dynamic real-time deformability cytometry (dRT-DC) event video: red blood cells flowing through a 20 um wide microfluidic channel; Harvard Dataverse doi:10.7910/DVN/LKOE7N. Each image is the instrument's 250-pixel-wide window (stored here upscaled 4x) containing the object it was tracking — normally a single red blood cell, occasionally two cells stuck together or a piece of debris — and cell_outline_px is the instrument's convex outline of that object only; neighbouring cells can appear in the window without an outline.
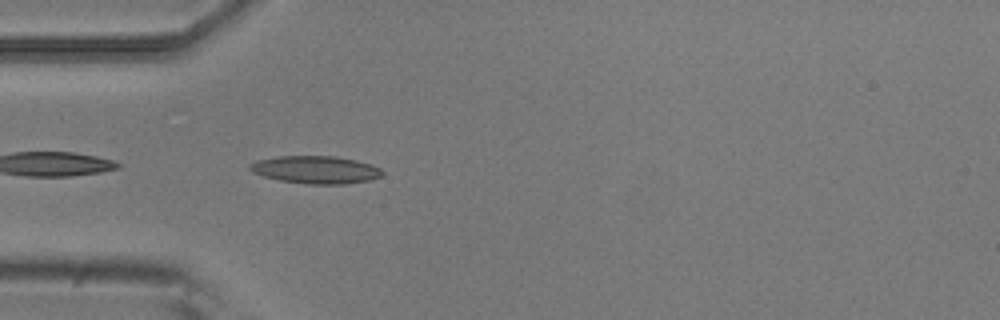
{"species": "common noctule bat (a hibernating species)", "species_latin": "Nyctalus noctula", "temperature_condition": "room temperature", "stored_images_in_passage": 5, "camera_frame_rate_fps": 3000, "um_per_image_px": 0.085, "animal": {"sex": "male", "body_mass_g": 20.5, "forearm_length_mm": 52.5}, "frame": {"image": 1, "passage_image": 5, "time_ms": 1.333, "image_size_px": [1000, 320], "cell_outline_px": [[384, 172], [380, 176], [372, 180], [344, 184], [308, 184], [280, 180], [264, 176], [252, 172], [248, 168], [248, 164], [256, 160], [280, 156], [336, 156], [356, 160], [372, 164], [380, 168]], "centroid_in_image_um": [26.84, 14.42], "position_along_channel_um": 58.2, "area_um2": 21.44}}